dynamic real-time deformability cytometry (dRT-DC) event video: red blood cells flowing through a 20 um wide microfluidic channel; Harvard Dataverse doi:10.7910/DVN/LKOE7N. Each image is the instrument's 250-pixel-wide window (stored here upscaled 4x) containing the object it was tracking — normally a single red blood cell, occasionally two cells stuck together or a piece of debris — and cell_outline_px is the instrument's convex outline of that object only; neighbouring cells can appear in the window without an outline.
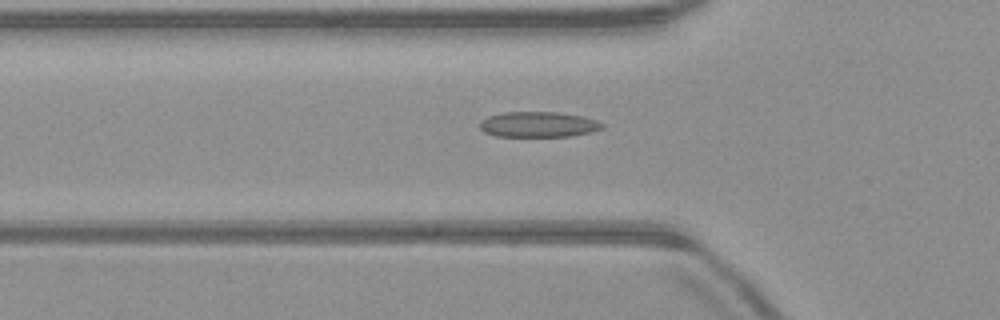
{"species": "common noctule bat (a hibernating species)", "species_latin": "Nyctalus noctula", "temperature_condition": "warm", "stored_images_in_passage": 51, "camera_frame_rate_fps": 3000, "um_per_image_px": 0.085, "animal": {"sex": "male", "body_mass_g": 23.1, "forearm_length_mm": 52.7}, "frame": {"image": 1, "passage_image": 17, "time_ms": 5.333, "image_size_px": [1000, 320], "cell_outline_px": [[604, 128], [592, 132], [572, 136], [496, 136], [484, 132], [480, 128], [480, 124], [488, 116], [504, 112], [556, 112], [584, 116], [596, 120], [604, 124]], "centroid_in_image_um": [45.81, 10.58], "position_along_channel_um": 80.0, "area_um2": 18.15}}
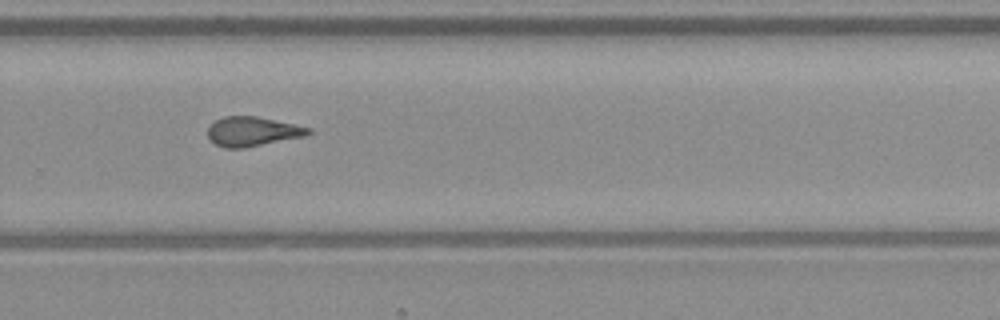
{"frame": {"image": 2, "passage_image": 34, "time_ms": 11.0, "image_size_px": [1000, 320], "cell_outline_px": [[312, 132], [308, 136], [244, 148], [224, 148], [216, 144], [208, 136], [208, 128], [216, 120], [224, 116], [256, 116], [296, 124], [312, 128]], "centroid_in_image_um": [21.53, 11.18], "position_along_channel_um": 308.3, "area_um2": 17.4}}
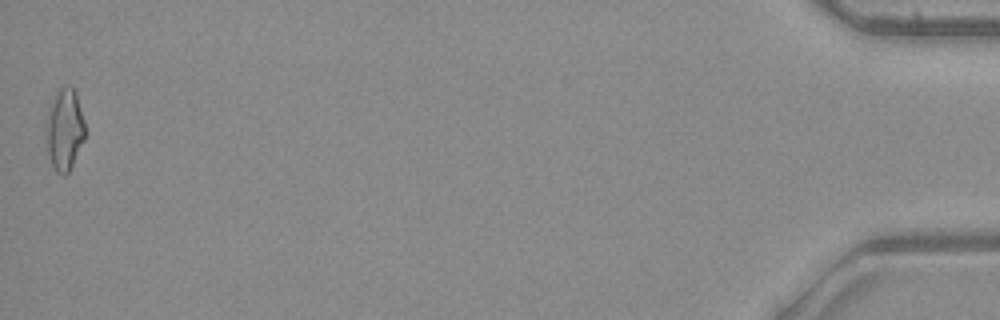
{"frame": {"image": 3, "passage_image": 51, "time_ms": 16.667, "image_size_px": [1000, 320], "cell_outline_px": [[84, 140], [68, 172], [64, 176], [56, 172], [52, 164], [44, 140], [44, 120], [60, 88], [64, 84], [72, 88], [76, 92], [84, 120]], "centroid_in_image_um": [5.45, 11.03], "position_along_channel_um": 429.7, "area_um2": 18.55}, "authors_computed_cell_mechanics": {"area_um2": 17.5134, "velocity_mm_per_s": 4.011, "shape_relaxation_time_tau1_ms": null, "shape_relaxation_time_tau2_ms": 2.8814, "deformation_change_tau1": null, "deformation_change_tau2": 0.1085}}